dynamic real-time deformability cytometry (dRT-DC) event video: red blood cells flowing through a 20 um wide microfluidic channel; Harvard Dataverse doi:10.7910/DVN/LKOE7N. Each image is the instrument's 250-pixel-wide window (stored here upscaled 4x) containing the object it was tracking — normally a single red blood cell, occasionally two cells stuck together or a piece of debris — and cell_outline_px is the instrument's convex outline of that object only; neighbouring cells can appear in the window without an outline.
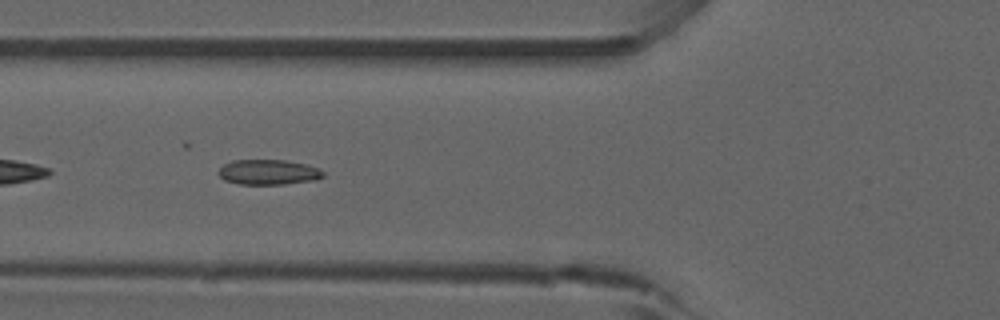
{"species": "common noctule bat (a hibernating species)", "species_latin": "Nyctalus noctula", "temperature_condition": "room temperature", "stored_images_in_passage": 39, "camera_frame_rate_fps": 3000, "um_per_image_px": 0.085, "animal": {"sex": "male", "forearm_length_mm": 52.5}, "frame": {"image": 1, "passage_image": 6, "time_ms": 1.667, "image_size_px": [1000, 320], "cell_outline_px": [[324, 176], [316, 180], [284, 184], [240, 184], [224, 180], [216, 172], [224, 164], [232, 160], [284, 160], [304, 164], [320, 168], [324, 172]], "centroid_in_image_um": [22.81, 14.63], "position_along_channel_um": 103.0, "area_um2": 15.37}, "authors_computed_cell_mechanics": {"area_um2": 15.3748, "velocity_mm_per_s": 3.9015, "shape_relaxation_time_tau1_ms": null, "shape_relaxation_time_tau2_ms": 7.0059, "deformation_change_tau1": null, "deformation_change_tau2": 0.1595}}